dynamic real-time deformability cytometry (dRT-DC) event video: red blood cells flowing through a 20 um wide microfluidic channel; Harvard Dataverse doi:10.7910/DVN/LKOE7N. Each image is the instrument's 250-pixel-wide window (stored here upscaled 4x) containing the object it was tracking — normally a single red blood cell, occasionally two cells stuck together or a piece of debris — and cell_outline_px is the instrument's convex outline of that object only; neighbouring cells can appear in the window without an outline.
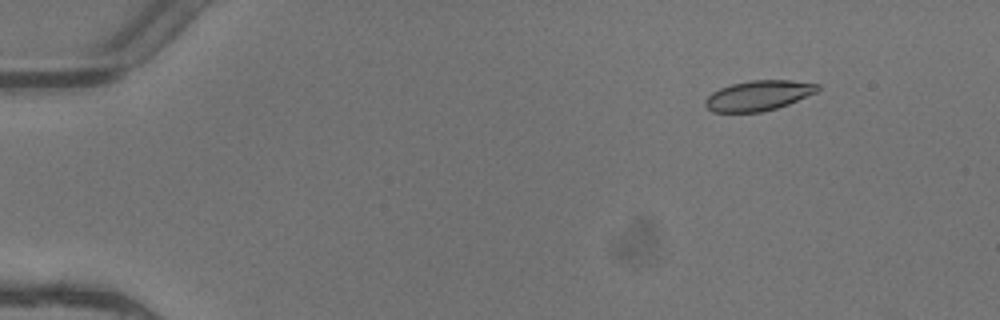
{"species": "common noctule bat (a hibernating species)", "species_latin": "Nyctalus noctula", "temperature_condition": "warm", "stored_images_in_passage": 4, "camera_frame_rate_fps": 3000, "um_per_image_px": 0.085, "animal": {"sex": "female"}, "frame": {"image": 1, "passage_image": 2, "time_ms": 0.333, "image_size_px": [1000, 320], "cell_outline_px": [[820, 88], [816, 92], [788, 104], [776, 108], [760, 112], [712, 112], [704, 104], [704, 100], [712, 92], [720, 88], [732, 84], [752, 80], [792, 80], [820, 84]], "centroid_in_image_um": [64.46, 8.12], "position_along_channel_um": 20.5, "area_um2": 19.65}}